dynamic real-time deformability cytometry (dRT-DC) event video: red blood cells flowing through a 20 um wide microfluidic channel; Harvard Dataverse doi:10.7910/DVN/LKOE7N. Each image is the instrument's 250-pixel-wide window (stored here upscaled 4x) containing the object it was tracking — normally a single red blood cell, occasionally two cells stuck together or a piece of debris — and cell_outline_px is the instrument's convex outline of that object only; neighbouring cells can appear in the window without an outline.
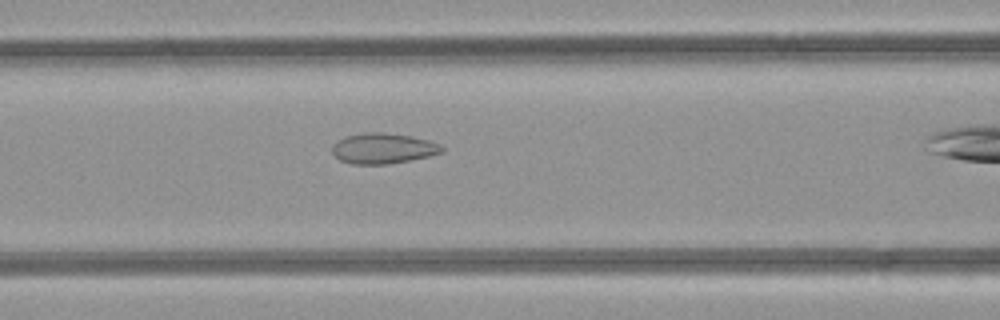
{"species": "common noctule bat (a hibernating species)", "species_latin": "Nyctalus noctula", "temperature_condition": "room temperature", "stored_images_in_passage": 26, "camera_frame_rate_fps": 3000, "um_per_image_px": 0.085, "animal": {"sex": "female", "body_mass_g": 21.9}, "frame": {"image": 1, "passage_image": 8, "time_ms": 2.333, "image_size_px": [1000, 320], "cell_outline_px": [[444, 152], [412, 160], [388, 164], [352, 164], [340, 160], [332, 152], [332, 144], [344, 136], [364, 132], [384, 132], [408, 136], [428, 140], [440, 144], [444, 148]], "centroid_in_image_um": [32.55, 12.61], "position_along_channel_um": 134.1, "area_um2": 19.59}}
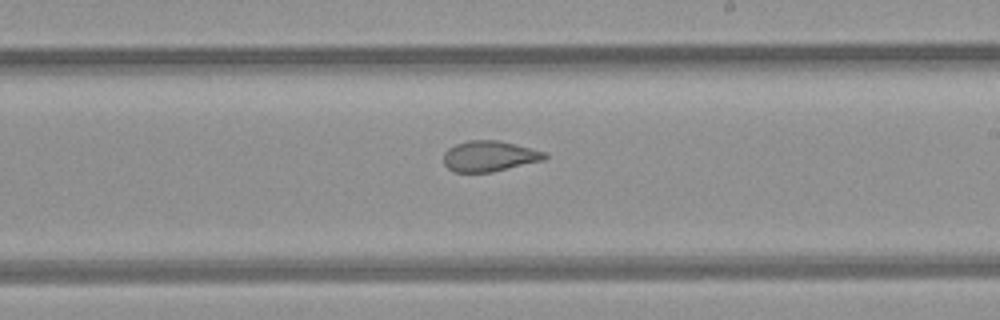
{"frame": {"image": 2, "passage_image": 16, "time_ms": 5.0, "image_size_px": [1000, 320], "cell_outline_px": [[548, 156], [544, 160], [492, 172], [452, 172], [444, 164], [444, 152], [448, 148], [456, 144], [468, 140], [500, 140], [548, 152]], "centroid_in_image_um": [41.62, 13.27], "position_along_channel_um": 247.4, "area_um2": 18.26}}
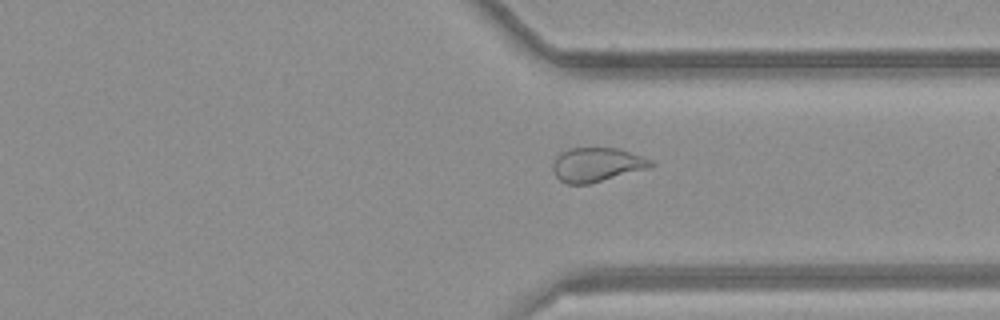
{"frame": {"image": 3, "passage_image": 24, "time_ms": 7.667, "image_size_px": [1000, 320], "cell_outline_px": [[656, 164], [644, 168], [588, 184], [568, 184], [560, 180], [556, 176], [552, 168], [552, 164], [556, 156], [560, 152], [568, 148], [620, 148], [652, 160]], "centroid_in_image_um": [50.66, 13.97], "position_along_channel_um": 360.7, "area_um2": 19.19}}